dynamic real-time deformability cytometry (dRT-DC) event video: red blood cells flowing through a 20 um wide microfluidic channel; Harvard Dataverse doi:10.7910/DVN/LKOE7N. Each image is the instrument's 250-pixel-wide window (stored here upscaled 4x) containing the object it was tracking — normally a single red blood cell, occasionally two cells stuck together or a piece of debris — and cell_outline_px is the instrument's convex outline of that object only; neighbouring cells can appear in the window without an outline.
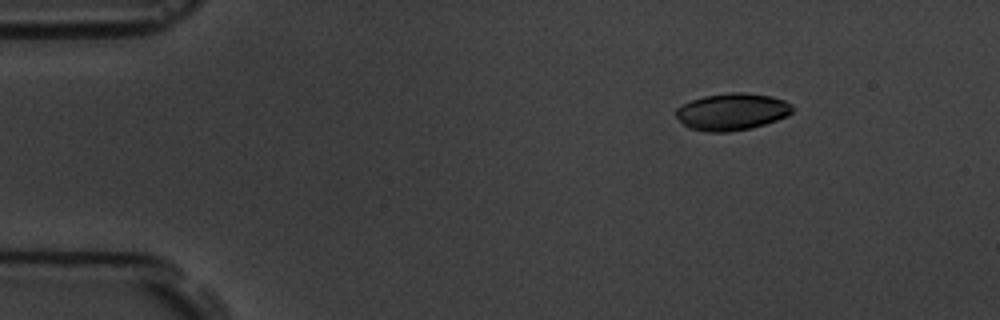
{"species": "common noctule bat (a hibernating species)", "species_latin": "Nyctalus noctula", "temperature_condition": "room temperature", "stored_images_in_passage": 15, "camera_frame_rate_fps": 3000, "um_per_image_px": 0.085, "animal": {"sex": "male", "body_mass_g": 19.5, "forearm_length_mm": 54.6}, "frame": {"image": 1, "passage_image": 3, "time_ms": 2.333, "image_size_px": [1000, 320], "cell_outline_px": [[792, 112], [788, 116], [752, 128], [728, 132], [704, 132], [688, 128], [676, 116], [676, 108], [692, 100], [704, 96], [728, 92], [744, 92], [772, 96], [784, 100], [792, 104]], "centroid_in_image_um": [62.22, 9.5], "position_along_channel_um": 22.8, "area_um2": 25.2}}
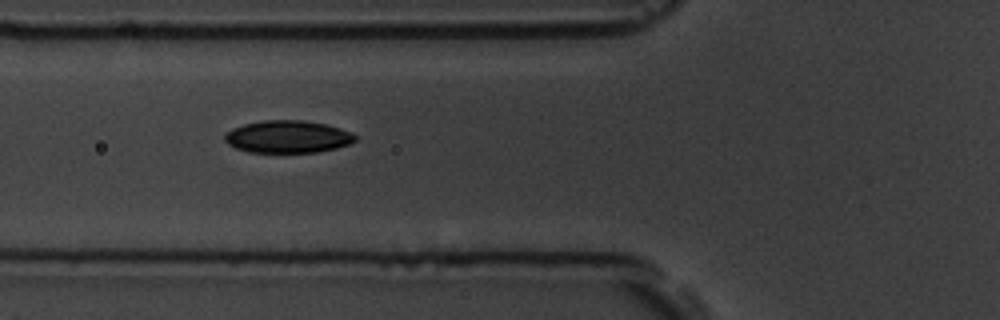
{"frame": {"image": 2, "passage_image": 6, "time_ms": 6.667, "image_size_px": [1000, 320], "cell_outline_px": [[356, 140], [348, 144], [336, 148], [316, 152], [248, 152], [236, 148], [228, 144], [224, 140], [224, 136], [232, 128], [244, 124], [264, 120], [304, 120], [324, 124], [340, 128], [352, 132], [356, 136]], "centroid_in_image_um": [24.45, 11.62], "position_along_channel_um": 101.3, "area_um2": 24.57}}
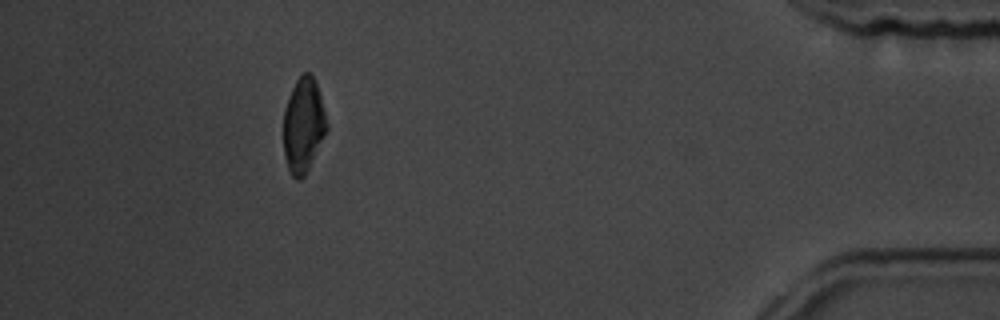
{"frame": {"image": 3, "passage_image": 14, "time_ms": 16.667, "image_size_px": [1000, 320], "cell_outline_px": [[328, 128], [304, 176], [300, 180], [296, 180], [292, 176], [288, 168], [284, 156], [284, 108], [292, 88], [296, 80], [304, 72], [312, 72], [320, 92], [328, 124]], "centroid_in_image_um": [25.79, 10.61], "position_along_channel_um": 409.4, "area_um2": 23.87}, "authors_computed_cell_mechanics": {"area_um2": 24.6228, "velocity_mm_per_s": 3.6498, "shape_relaxation_time_tau1_ms": 2.2844, "shape_relaxation_time_tau2_ms": null, "deformation_change_tau1": 0.092, "deformation_change_tau2": null}}